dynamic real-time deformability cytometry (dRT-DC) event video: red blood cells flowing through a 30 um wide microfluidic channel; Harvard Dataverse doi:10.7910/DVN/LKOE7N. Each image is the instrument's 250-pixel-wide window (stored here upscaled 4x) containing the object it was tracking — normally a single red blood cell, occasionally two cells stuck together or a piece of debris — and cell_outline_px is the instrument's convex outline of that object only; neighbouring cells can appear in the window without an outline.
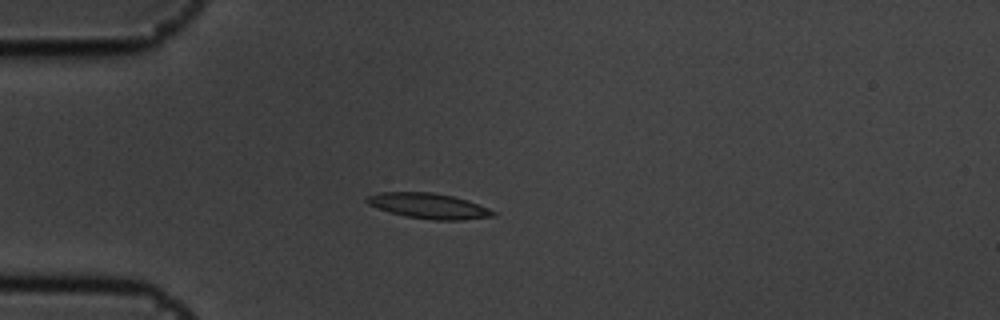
{"species": "common noctule bat (a hibernating species)", "species_latin": "Nyctalus noctula", "temperature_condition": "cold", "stored_images_in_passage": 11, "camera_frame_rate_fps": 3000, "um_per_image_px": 0.085, "animal": {"sex": "male", "body_mass_g": 19.5, "forearm_length_mm": 54.6}, "frame": {"image": 1, "passage_image": 4, "time_ms": 1.0, "image_size_px": [1000, 320], "cell_outline_px": [[496, 216], [464, 220], [432, 220], [404, 216], [388, 212], [368, 204], [364, 200], [368, 196], [380, 192], [432, 192], [452, 196], [468, 200], [488, 208], [496, 212]], "centroid_in_image_um": [36.44, 17.51], "position_along_channel_um": 48.6, "area_um2": 18.79}}
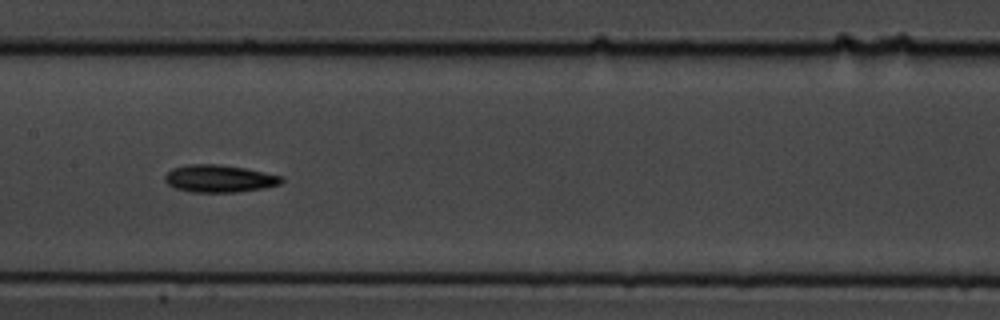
{"frame": {"image": 2, "passage_image": 8, "time_ms": 2.333, "image_size_px": [1000, 320], "cell_outline_px": [[284, 180], [280, 184], [264, 188], [236, 192], [192, 192], [176, 188], [168, 184], [164, 180], [164, 176], [172, 168], [188, 164], [216, 164], [244, 168], [284, 176]], "centroid_in_image_um": [18.65, 15.18], "position_along_channel_um": 188.8, "area_um2": 18.61}}
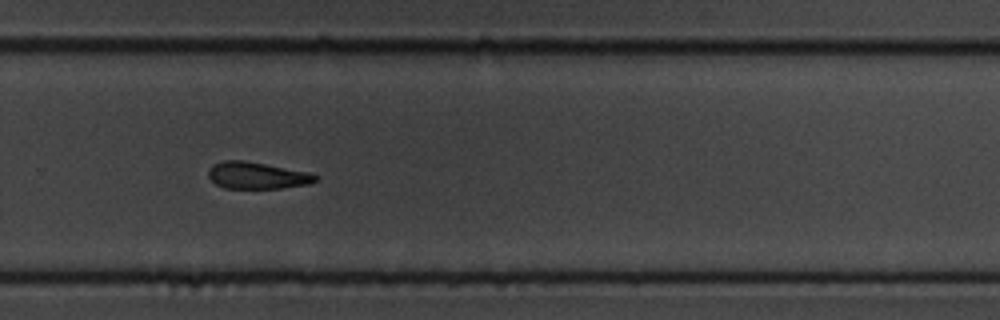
{"frame": {"image": 3, "passage_image": 11, "time_ms": 3.333, "image_size_px": [1000, 320], "cell_outline_px": [[320, 176], [316, 180], [308, 184], [280, 188], [224, 188], [216, 184], [208, 176], [208, 168], [212, 164], [224, 160], [244, 160], [308, 172]], "centroid_in_image_um": [21.81, 14.91], "position_along_channel_um": 308.0, "area_um2": 16.7}}